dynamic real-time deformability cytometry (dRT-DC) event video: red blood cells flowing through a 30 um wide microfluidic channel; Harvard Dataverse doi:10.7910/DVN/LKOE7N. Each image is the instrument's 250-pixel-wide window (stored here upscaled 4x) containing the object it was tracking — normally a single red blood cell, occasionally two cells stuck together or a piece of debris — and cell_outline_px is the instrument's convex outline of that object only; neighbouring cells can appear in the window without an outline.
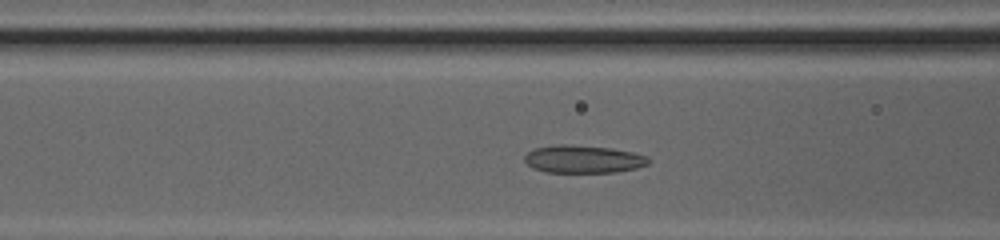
{"species": "common noctule bat (a hibernating species)", "species_latin": "Nyctalus noctula", "temperature_condition": "cold", "stored_images_in_passage": 33, "camera_frame_rate_fps": 3000, "um_per_image_px": 0.085, "animal": {"sex": "female", "body_mass_g": 20.0, "forearm_length_mm": 54.0}, "frame": {"image": 1, "passage_image": 11, "time_ms": 3.333, "image_size_px": [1000, 240], "cell_outline_px": [[652, 160], [648, 164], [636, 168], [616, 172], [544, 172], [532, 168], [524, 160], [524, 156], [532, 148], [552, 144], [568, 144], [612, 148], [632, 152], [648, 156]], "centroid_in_image_um": [49.56, 13.51], "position_along_channel_um": 117.0, "area_um2": 20.35}}
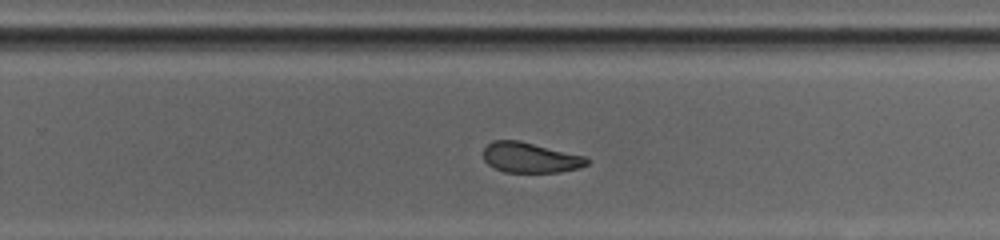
{"frame": {"image": 2, "passage_image": 23, "time_ms": 7.333, "image_size_px": [1000, 240], "cell_outline_px": [[588, 164], [580, 168], [560, 172], [504, 172], [488, 164], [484, 160], [484, 148], [492, 140], [520, 140], [584, 156], [588, 160]], "centroid_in_image_um": [45.06, 13.39], "position_along_channel_um": 284.7, "area_um2": 18.21}}
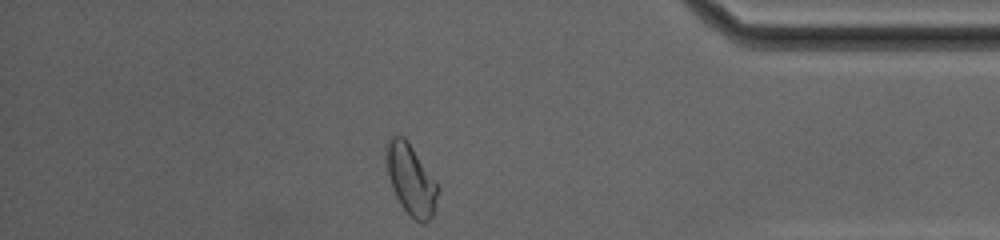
{"frame": {"image": 3, "passage_image": 33, "time_ms": 10.667, "image_size_px": [1000, 240], "cell_outline_px": [[440, 188], [432, 216], [424, 224], [416, 220], [400, 204], [392, 188], [388, 176], [384, 156], [384, 144], [392, 136], [404, 136], [436, 180]], "centroid_in_image_um": [34.9, 15.22], "position_along_channel_um": 400.3, "area_um2": 21.39}, "authors_computed_cell_mechanics": {"area_um2": 19.7098, "velocity_mm_per_s": 4.2051, "shape_relaxation_time_tau1_ms": 6.9185, "shape_relaxation_time_tau2_ms": 1.0658, "deformation_change_tau1": 0.2009, "deformation_change_tau2": 0.0845}}